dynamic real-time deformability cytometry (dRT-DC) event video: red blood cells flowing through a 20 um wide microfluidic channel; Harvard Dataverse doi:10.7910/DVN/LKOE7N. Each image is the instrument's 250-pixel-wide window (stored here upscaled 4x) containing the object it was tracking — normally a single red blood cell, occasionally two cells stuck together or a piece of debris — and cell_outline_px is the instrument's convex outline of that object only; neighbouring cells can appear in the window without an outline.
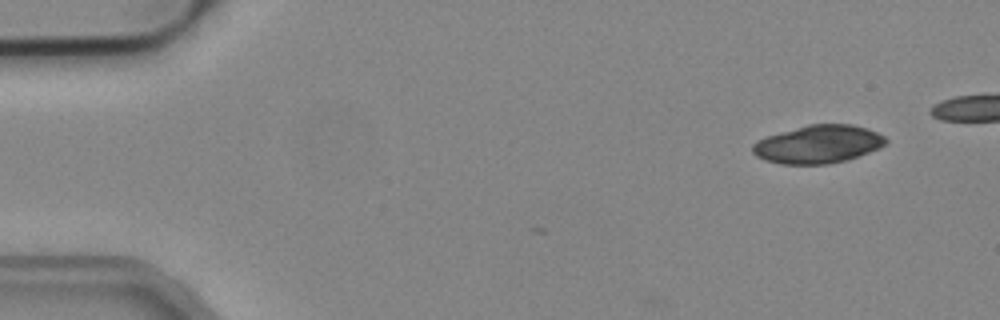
{"species": "common noctule bat (a hibernating species)", "species_latin": "Nyctalus noctula", "temperature_condition": "cold", "stored_images_in_passage": 3, "camera_frame_rate_fps": 3000, "um_per_image_px": 0.085, "animal": {"sex": "male", "body_mass_g": 19.2, "forearm_length_mm": 51.8}, "frame": {"image": 1, "passage_image": 1, "time_ms": 0.0, "image_size_px": [1000, 320], "cell_outline_px": [[888, 144], [880, 148], [848, 160], [828, 164], [780, 164], [764, 160], [756, 156], [752, 152], [752, 144], [756, 140], [764, 136], [808, 124], [852, 124], [868, 128], [884, 136], [888, 140]], "centroid_in_image_um": [69.54, 12.26], "position_along_channel_um": 15.5, "area_um2": 30.0}}